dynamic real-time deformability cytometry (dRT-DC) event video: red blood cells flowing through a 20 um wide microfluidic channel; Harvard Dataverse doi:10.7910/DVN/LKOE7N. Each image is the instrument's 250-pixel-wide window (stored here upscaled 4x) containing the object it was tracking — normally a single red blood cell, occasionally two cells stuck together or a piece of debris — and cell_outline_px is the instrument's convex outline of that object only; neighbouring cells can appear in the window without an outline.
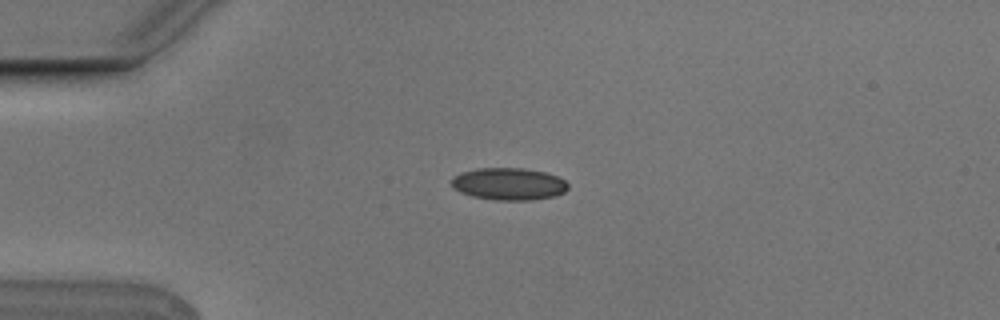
{"species": "Egyptian fruit bat (a non-hibernating species)", "species_latin": "Rousettus aegyptiacus", "temperature_condition": "cold", "stored_images_in_passage": 2, "camera_frame_rate_fps": 3000, "um_per_image_px": 0.085, "animal": {"sex": "male"}, "frame": {"image": 1, "passage_image": 1, "time_ms": 0.0, "image_size_px": [1000, 320], "cell_outline_px": [[568, 188], [564, 192], [552, 196], [532, 200], [496, 200], [472, 196], [460, 192], [452, 188], [452, 176], [460, 172], [476, 168], [520, 168], [544, 172], [556, 176], [564, 180], [568, 184]], "centroid_in_image_um": [43.2, 15.63], "position_along_channel_um": 41.8, "area_um2": 21.85}}